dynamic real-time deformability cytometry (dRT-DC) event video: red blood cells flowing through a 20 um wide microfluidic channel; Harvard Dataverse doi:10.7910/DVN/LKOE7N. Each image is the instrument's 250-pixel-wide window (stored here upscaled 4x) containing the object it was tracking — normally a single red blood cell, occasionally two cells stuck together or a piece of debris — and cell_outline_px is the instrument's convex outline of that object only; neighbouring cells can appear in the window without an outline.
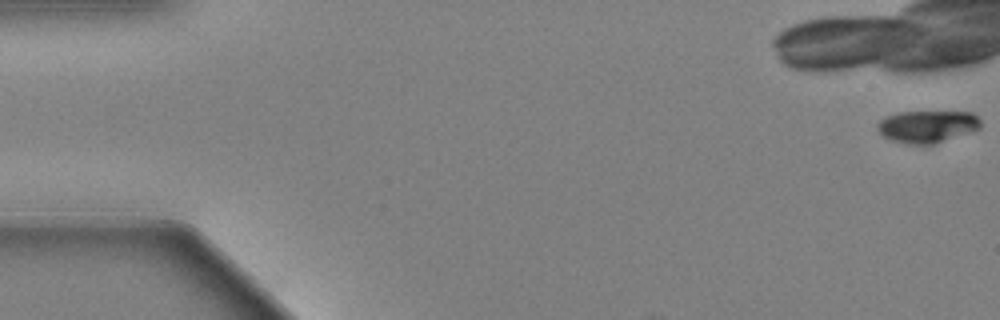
{"species": "Egyptian fruit bat (a non-hibernating species)", "species_latin": "Rousettus aegyptiacus", "temperature_condition": "warm", "stored_images_in_passage": 16, "camera_frame_rate_fps": 3000, "um_per_image_px": 0.085, "animal": {"sex": "female"}, "frame": {"image": 1, "passage_image": 1, "time_ms": 0.0, "image_size_px": [1000, 320], "cell_outline_px": [[980, 128], [936, 144], [908, 144], [892, 140], [884, 136], [876, 128], [876, 124], [880, 120], [888, 116], [900, 112], [972, 112], [980, 120]], "centroid_in_image_um": [78.81, 10.75], "position_along_channel_um": 6.2, "area_um2": 19.19}}